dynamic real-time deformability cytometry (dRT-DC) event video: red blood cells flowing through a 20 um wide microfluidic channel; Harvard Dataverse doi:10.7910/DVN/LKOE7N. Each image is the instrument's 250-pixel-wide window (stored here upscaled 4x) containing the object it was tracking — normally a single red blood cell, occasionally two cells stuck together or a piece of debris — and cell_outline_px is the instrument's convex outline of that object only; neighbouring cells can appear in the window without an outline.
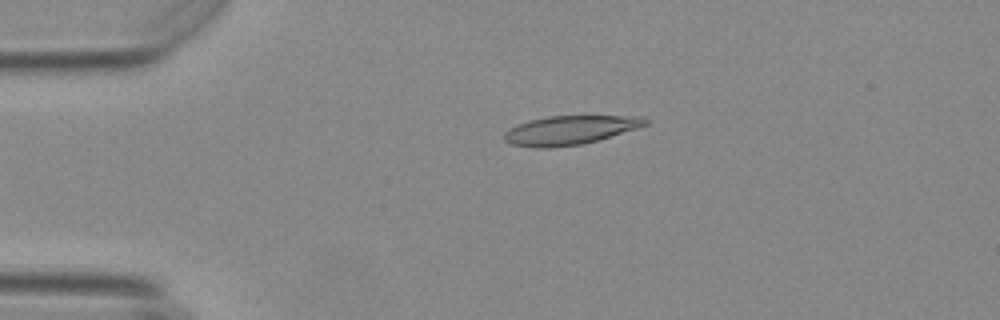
{"species": "Egyptian fruit bat (a non-hibernating species)", "species_latin": "Rousettus aegyptiacus", "temperature_condition": "warm", "stored_images_in_passage": 44, "camera_frame_rate_fps": 3000, "um_per_image_px": 0.085, "animal": {"sex": "female"}, "frame": {"image": 1, "passage_image": 1, "time_ms": 0.0, "image_size_px": [1000, 320], "cell_outline_px": [[652, 120], [648, 124], [636, 128], [596, 140], [580, 144], [548, 148], [536, 148], [512, 144], [504, 140], [504, 132], [516, 124], [528, 120], [548, 116], [644, 116]], "centroid_in_image_um": [48.43, 11.04], "position_along_channel_um": 36.6, "area_um2": 23.7}}
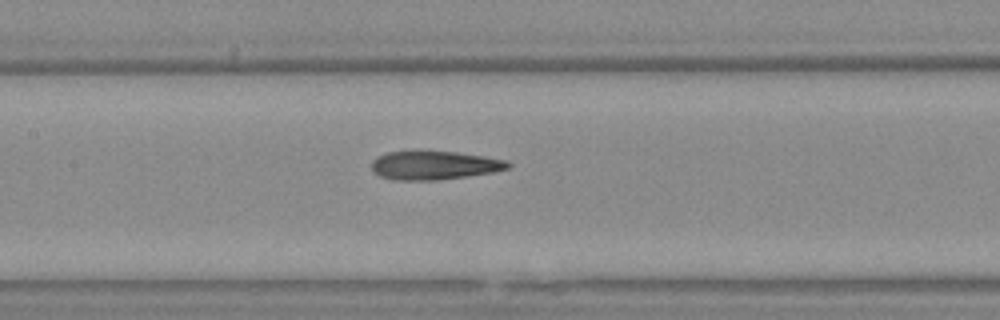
{"frame": {"image": 2, "passage_image": 15, "time_ms": 4.667, "image_size_px": [1000, 320], "cell_outline_px": [[512, 164], [508, 168], [492, 172], [436, 180], [392, 180], [380, 176], [372, 168], [372, 160], [376, 156], [388, 152], [420, 148], [456, 152], [484, 156], [508, 160]], "centroid_in_image_um": [36.87, 14.0], "position_along_channel_um": 170.5, "area_um2": 23.41}}
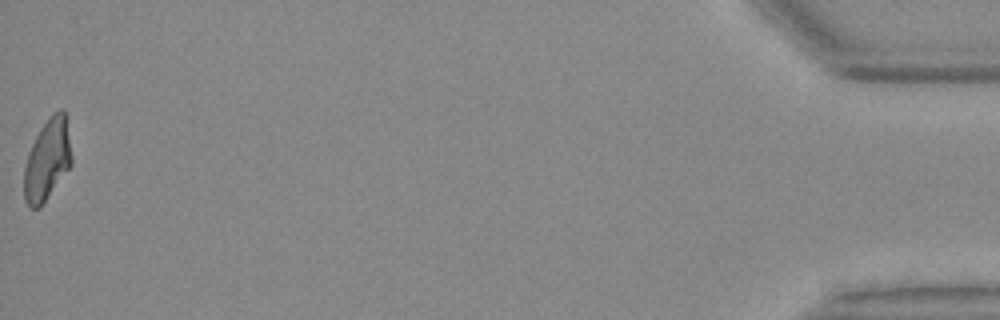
{"frame": {"image": 3, "passage_image": 44, "time_ms": 14.333, "image_size_px": [1000, 320], "cell_outline_px": [[72, 164], [40, 208], [28, 208], [24, 200], [24, 168], [28, 152], [40, 128], [52, 112], [60, 108], [64, 108], [72, 156]], "centroid_in_image_um": [4.01, 13.58], "position_along_channel_um": 431.2, "area_um2": 22.66}, "authors_computed_cell_mechanics": {"area_um2": 23.12, "velocity_mm_per_s": 3.7149, "shape_relaxation_time_tau1_ms": null, "shape_relaxation_time_tau2_ms": 2.5162, "deformation_change_tau1": null, "deformation_change_tau2": 0.1146}}